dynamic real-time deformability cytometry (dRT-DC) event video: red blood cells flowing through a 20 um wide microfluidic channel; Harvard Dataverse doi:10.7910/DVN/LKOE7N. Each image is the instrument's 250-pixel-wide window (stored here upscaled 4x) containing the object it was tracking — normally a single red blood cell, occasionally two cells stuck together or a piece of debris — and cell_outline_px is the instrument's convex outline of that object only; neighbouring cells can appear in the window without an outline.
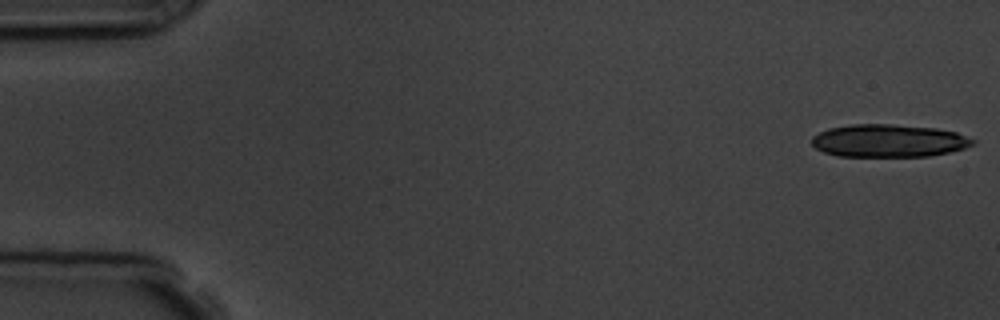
{"species": "common noctule bat (a hibernating species)", "species_latin": "Nyctalus noctula", "temperature_condition": "room temperature", "stored_images_in_passage": 7, "camera_frame_rate_fps": 3000, "um_per_image_px": 0.085, "animal": {"sex": "male", "body_mass_g": 19.5, "forearm_length_mm": 54.6}, "frame": {"image": 1, "passage_image": 1, "time_ms": 0.0, "image_size_px": [1000, 320], "cell_outline_px": [[976, 144], [964, 148], [948, 152], [928, 156], [836, 156], [824, 152], [816, 148], [812, 144], [812, 136], [828, 128], [852, 124], [892, 124], [936, 128], [956, 132], [976, 140]], "centroid_in_image_um": [75.54, 11.96], "position_along_channel_um": 9.5, "area_um2": 30.75}}
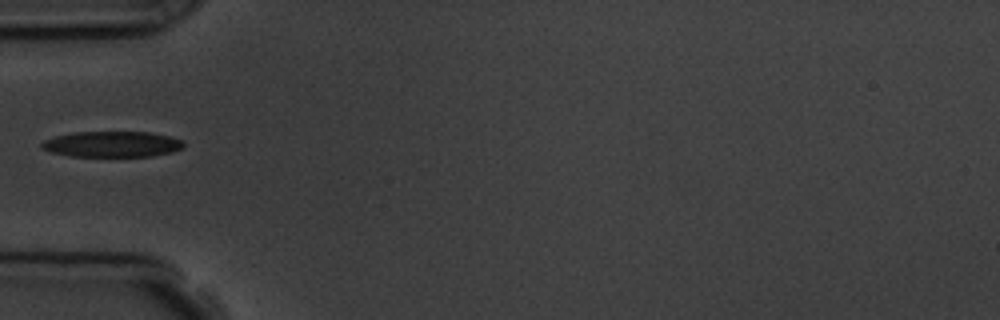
{"frame": {"image": 2, "passage_image": 6, "time_ms": 5.667, "image_size_px": [1000, 320], "cell_outline_px": [[184, 148], [172, 152], [152, 156], [72, 156], [52, 152], [40, 148], [40, 144], [44, 140], [56, 136], [72, 132], [148, 132], [168, 136], [184, 140]], "centroid_in_image_um": [9.54, 12.25], "position_along_channel_um": 75.5, "area_um2": 21.33}}